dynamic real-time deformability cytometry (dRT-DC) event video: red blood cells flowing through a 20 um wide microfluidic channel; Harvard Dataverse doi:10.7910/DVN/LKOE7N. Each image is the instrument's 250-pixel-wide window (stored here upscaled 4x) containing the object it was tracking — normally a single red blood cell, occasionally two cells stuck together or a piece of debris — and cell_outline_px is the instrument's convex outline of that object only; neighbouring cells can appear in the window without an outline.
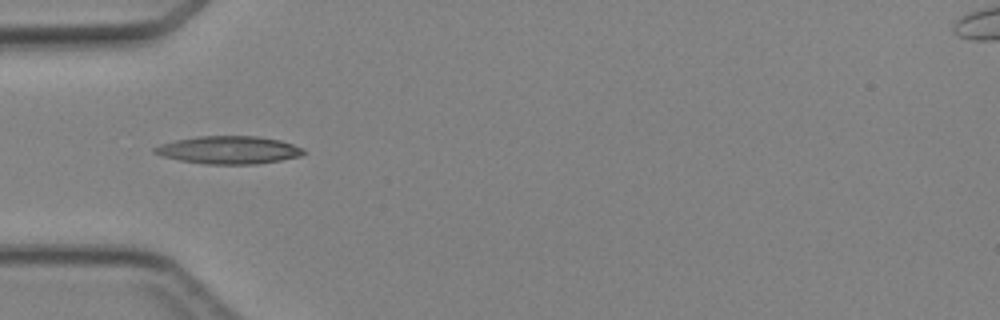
{"species": "Egyptian fruit bat (a non-hibernating species)", "species_latin": "Rousettus aegyptiacus", "temperature_condition": "cold", "stored_images_in_passage": 5, "camera_frame_rate_fps": 3000, "um_per_image_px": 0.085, "animal": {"sex": "female"}, "frame": {"image": 1, "passage_image": 4, "time_ms": 4.333, "image_size_px": [1000, 320], "cell_outline_px": [[304, 152], [300, 156], [280, 160], [256, 164], [204, 164], [180, 160], [160, 156], [152, 152], [152, 148], [160, 144], [176, 140], [200, 136], [256, 136], [280, 140], [304, 148]], "centroid_in_image_um": [19.41, 12.75], "position_along_channel_um": 65.6, "area_um2": 24.1}}
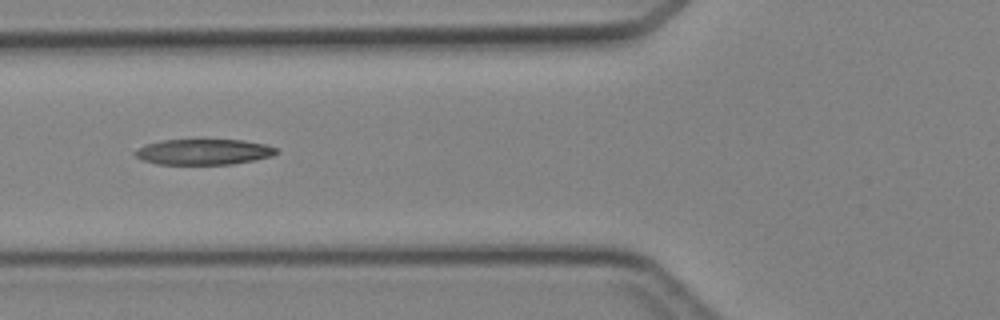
{"frame": {"image": 2, "passage_image": 5, "time_ms": 5.333, "image_size_px": [1000, 320], "cell_outline_px": [[280, 152], [272, 156], [232, 164], [156, 164], [140, 160], [132, 152], [136, 148], [144, 144], [164, 140], [244, 140], [264, 144], [276, 148]], "centroid_in_image_um": [17.25, 12.91], "position_along_channel_um": 108.5, "area_um2": 21.21}}